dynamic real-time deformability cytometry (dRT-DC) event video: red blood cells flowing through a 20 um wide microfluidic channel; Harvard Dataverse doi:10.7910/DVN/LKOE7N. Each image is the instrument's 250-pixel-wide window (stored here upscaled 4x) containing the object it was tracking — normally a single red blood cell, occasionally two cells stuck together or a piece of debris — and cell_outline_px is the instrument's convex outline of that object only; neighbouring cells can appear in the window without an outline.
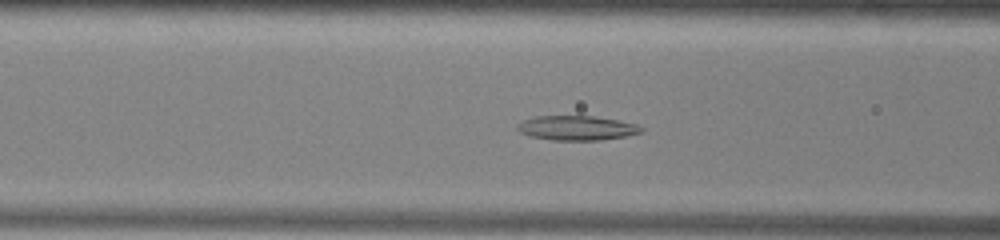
{"species": "common noctule bat (a hibernating species)", "species_latin": "Nyctalus noctula", "temperature_condition": "warm", "stored_images_in_passage": 47, "camera_frame_rate_fps": 3000, "um_per_image_px": 0.085, "animal": {"sex": "male", "body_mass_g": 13.0, "forearm_length_mm": 53.1}, "frame": {"image": 1, "passage_image": 15, "time_ms": 4.667, "image_size_px": [1000, 240], "cell_outline_px": [[644, 132], [624, 136], [600, 140], [552, 140], [528, 136], [520, 132], [516, 128], [516, 124], [524, 120], [536, 116], [596, 116], [636, 124], [644, 128]], "centroid_in_image_um": [49.0, 10.88], "position_along_channel_um": 117.6, "area_um2": 17.74}}
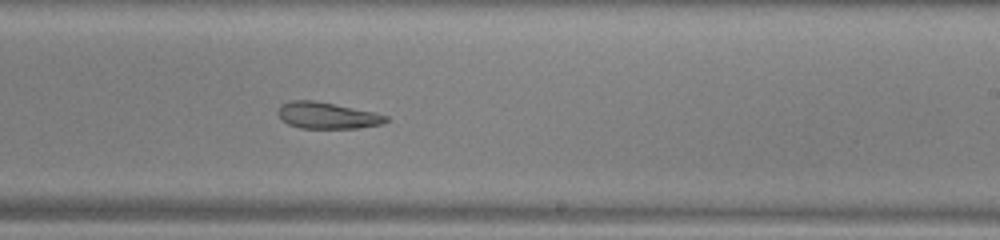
{"frame": {"image": 2, "passage_image": 26, "time_ms": 8.333, "image_size_px": [1000, 240], "cell_outline_px": [[388, 120], [384, 124], [356, 128], [300, 128], [288, 124], [280, 120], [276, 112], [284, 104], [292, 100], [316, 100], [376, 112], [388, 116]], "centroid_in_image_um": [27.83, 9.81], "position_along_channel_um": 261.2, "area_um2": 16.82}}
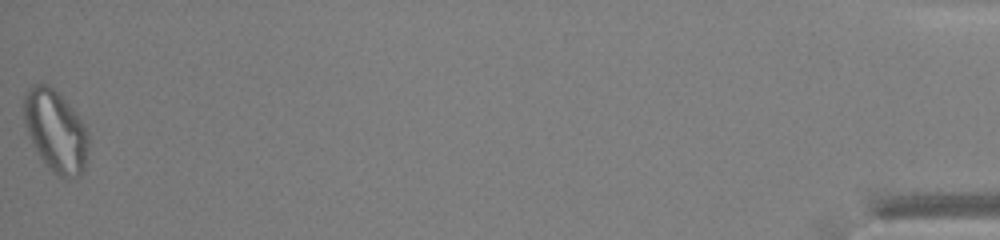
{"frame": {"image": 3, "passage_image": 47, "time_ms": 15.333, "image_size_px": [1000, 240], "cell_outline_px": [[88, 148], [84, 168], [80, 176], [56, 176], [48, 168], [36, 152], [32, 144], [24, 124], [24, 92], [32, 84], [48, 84], [72, 108], [88, 132]], "centroid_in_image_um": [4.69, 11.14], "position_along_channel_um": 430.5, "area_um2": 30.58}}